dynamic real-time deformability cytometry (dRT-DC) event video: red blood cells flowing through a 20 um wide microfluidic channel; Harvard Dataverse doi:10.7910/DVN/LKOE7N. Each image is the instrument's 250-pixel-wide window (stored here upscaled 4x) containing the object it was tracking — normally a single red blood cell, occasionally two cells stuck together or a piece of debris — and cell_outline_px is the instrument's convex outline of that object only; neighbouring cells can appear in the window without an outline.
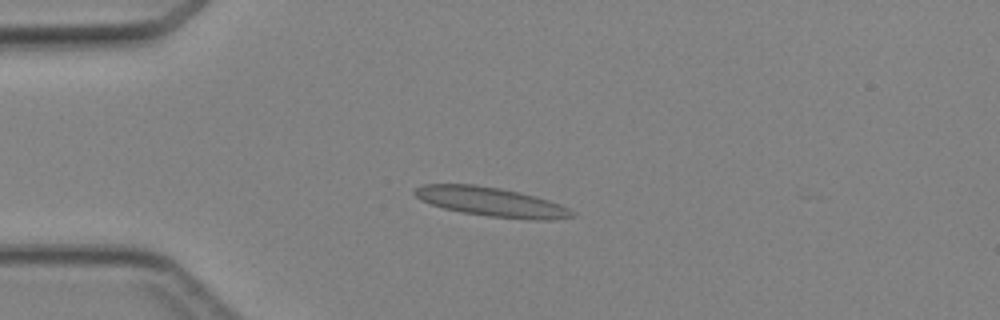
{"species": "Egyptian fruit bat (a non-hibernating species)", "species_latin": "Rousettus aegyptiacus", "temperature_condition": "cold", "stored_images_in_passage": 39, "camera_frame_rate_fps": 3000, "um_per_image_px": 0.085, "animal": {"sex": "female"}, "frame": {"image": 1, "passage_image": 11, "time_ms": 3.333, "image_size_px": [1000, 320], "cell_outline_px": [[572, 216], [552, 220], [536, 220], [488, 216], [464, 212], [444, 208], [432, 204], [416, 196], [412, 192], [416, 188], [424, 184], [476, 184], [500, 188], [520, 192], [536, 196], [560, 204], [568, 208], [572, 212]], "centroid_in_image_um": [41.76, 17.15], "position_along_channel_um": 43.2, "area_um2": 26.41}}
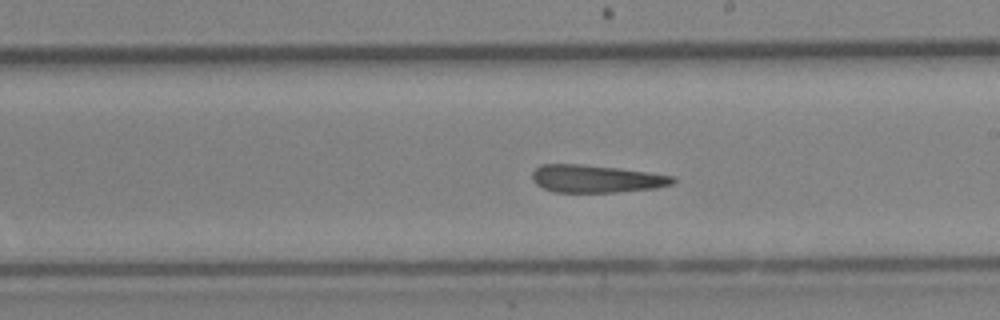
{"frame": {"image": 2, "passage_image": 26, "time_ms": 8.333, "image_size_px": [1000, 320], "cell_outline_px": [[676, 180], [672, 184], [656, 188], [616, 192], [552, 192], [536, 184], [532, 180], [532, 172], [540, 164], [584, 164], [620, 168], [676, 176]], "centroid_in_image_um": [50.67, 15.19], "position_along_channel_um": 238.3, "area_um2": 22.83}}
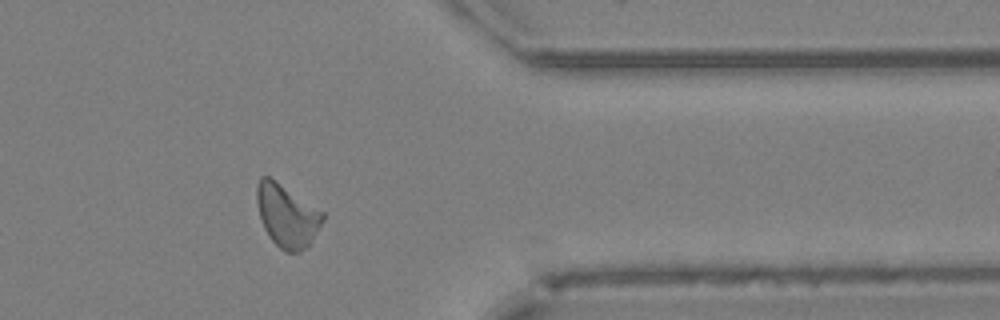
{"frame": {"image": 3, "passage_image": 37, "time_ms": 12.0, "image_size_px": [1000, 320], "cell_outline_px": [[324, 220], [308, 244], [300, 252], [284, 252], [268, 236], [264, 228], [256, 204], [256, 184], [260, 176], [268, 176], [324, 212]], "centroid_in_image_um": [24.36, 18.32], "position_along_channel_um": 387.0, "area_um2": 23.81}}